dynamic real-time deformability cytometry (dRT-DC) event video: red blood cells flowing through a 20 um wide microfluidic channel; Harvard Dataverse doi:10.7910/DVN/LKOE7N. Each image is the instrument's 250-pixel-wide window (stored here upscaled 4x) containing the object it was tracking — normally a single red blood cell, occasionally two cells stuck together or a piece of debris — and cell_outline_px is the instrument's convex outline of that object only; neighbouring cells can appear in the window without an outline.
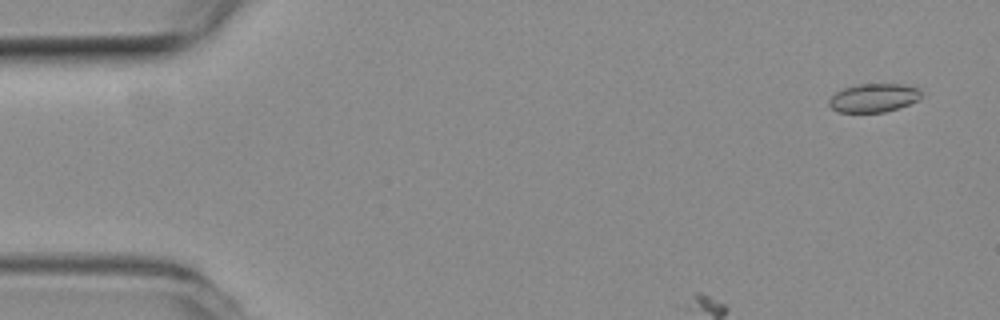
{"species": "common noctule bat (a hibernating species)", "species_latin": "Nyctalus noctula", "temperature_condition": "room temperature", "stored_images_in_passage": 53, "camera_frame_rate_fps": 3000, "um_per_image_px": 0.085, "animal": {"sex": "female", "body_mass_g": 19.3, "forearm_length_mm": 54.1}, "frame": {"image": 1, "passage_image": 3, "time_ms": 0.667, "image_size_px": [1000, 320], "cell_outline_px": [[924, 96], [908, 104], [884, 112], [840, 112], [832, 108], [828, 104], [828, 100], [836, 92], [844, 88], [860, 84], [904, 84], [920, 88], [924, 92]], "centroid_in_image_um": [74.31, 8.3], "position_along_channel_um": 10.7, "area_um2": 15.37}}
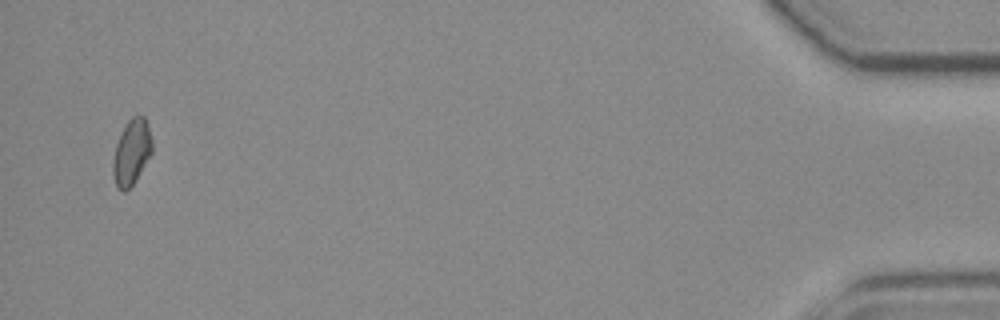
{"frame": {"image": 2, "passage_image": 53, "time_ms": 17.333, "image_size_px": [1000, 320], "cell_outline_px": [[152, 152], [136, 180], [124, 192], [116, 188], [112, 172], [112, 160], [116, 144], [128, 120], [132, 116], [144, 116], [152, 140]], "centroid_in_image_um": [11.17, 12.97], "position_along_channel_um": 424.0, "area_um2": 14.8}}